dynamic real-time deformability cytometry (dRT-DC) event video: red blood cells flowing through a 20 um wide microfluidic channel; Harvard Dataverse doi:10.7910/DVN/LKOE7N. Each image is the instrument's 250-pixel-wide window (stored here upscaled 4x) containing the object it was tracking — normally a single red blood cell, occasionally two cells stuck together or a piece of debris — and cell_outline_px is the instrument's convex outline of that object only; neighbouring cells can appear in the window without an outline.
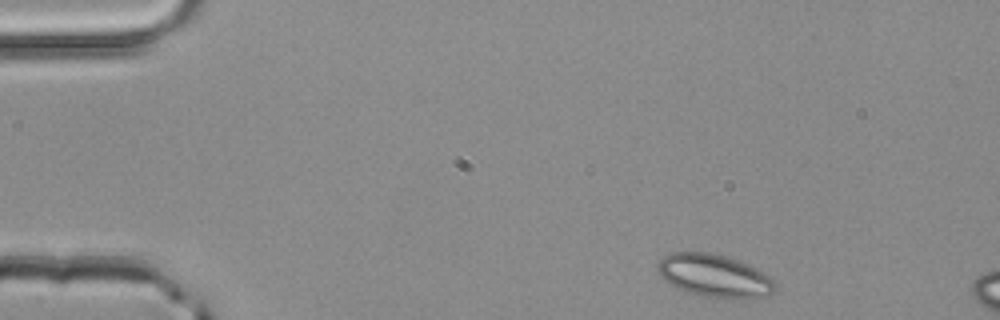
{"species": "common noctule bat (a hibernating species)", "species_latin": "Nyctalus noctula", "temperature_condition": "room temperature", "stored_images_in_passage": 3, "segment_of_instrument_passage": [1, 2], "camera_frame_rate_fps": 3000, "um_per_image_px": 0.085, "animal": {"sex": "male", "body_mass_g": 20.4}, "frame": {"image": 1, "passage_image": 1, "time_ms": 0.0, "image_size_px": [1000, 320], "cell_outline_px": [[776, 284], [772, 292], [768, 296], [732, 300], [728, 300], [700, 296], [676, 288], [664, 280], [660, 276], [656, 268], [656, 264], [664, 256], [672, 252], [712, 252], [748, 264], [756, 268], [768, 276]], "centroid_in_image_um": [60.69, 23.46], "position_along_channel_um": 24.3, "area_um2": 29.65}}